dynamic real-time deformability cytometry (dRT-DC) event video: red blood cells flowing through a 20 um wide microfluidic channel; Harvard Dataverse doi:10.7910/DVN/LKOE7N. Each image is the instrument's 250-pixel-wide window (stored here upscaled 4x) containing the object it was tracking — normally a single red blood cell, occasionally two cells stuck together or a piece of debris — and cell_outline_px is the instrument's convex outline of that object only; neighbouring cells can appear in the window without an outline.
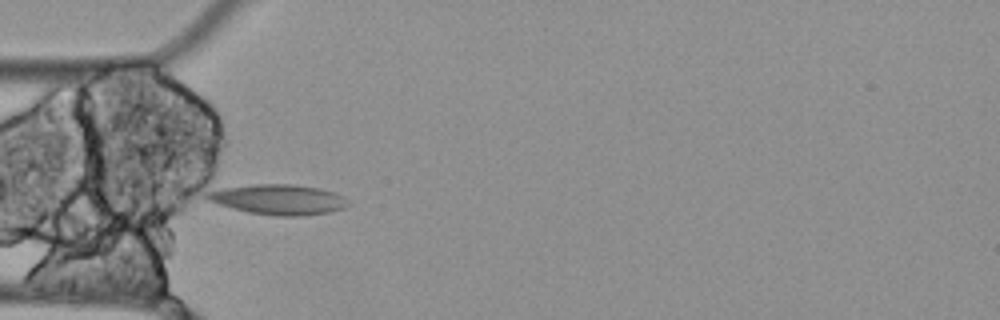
{"species": "Egyptian fruit bat (a non-hibernating species)", "species_latin": "Rousettus aegyptiacus", "temperature_condition": "cold", "stored_images_in_passage": 14, "camera_frame_rate_fps": 3000, "um_per_image_px": 0.085, "animal": {"sex": "female"}, "frame": {"image": 1, "passage_image": 4, "time_ms": 1.0, "image_size_px": [1000, 320], "cell_outline_px": [[348, 204], [344, 208], [328, 212], [300, 216], [276, 216], [248, 212], [232, 208], [208, 200], [204, 196], [208, 192], [224, 188], [252, 184], [292, 184], [320, 188], [344, 196]], "centroid_in_image_um": [23.67, 16.95], "position_along_channel_um": 61.3, "area_um2": 24.57}}
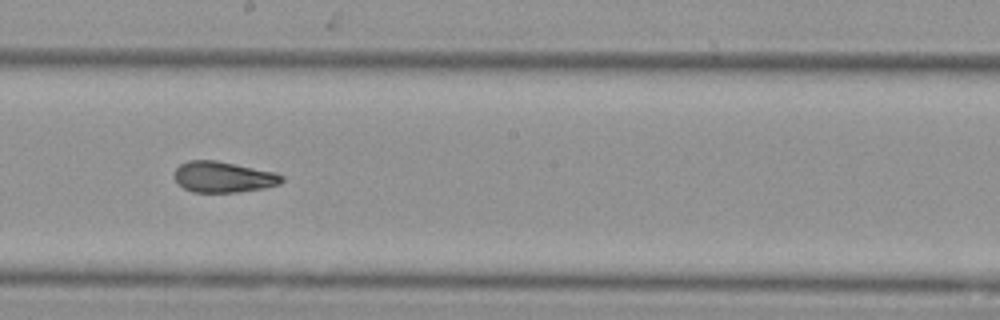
{"frame": {"image": 2, "passage_image": 8, "time_ms": 2.333, "image_size_px": [1000, 320], "cell_outline_px": [[284, 180], [280, 184], [264, 188], [236, 192], [192, 192], [184, 188], [176, 180], [176, 168], [180, 164], [188, 160], [216, 160], [276, 172], [284, 176]], "centroid_in_image_um": [19.02, 15.04], "position_along_channel_um": 229.2, "area_um2": 19.31}}
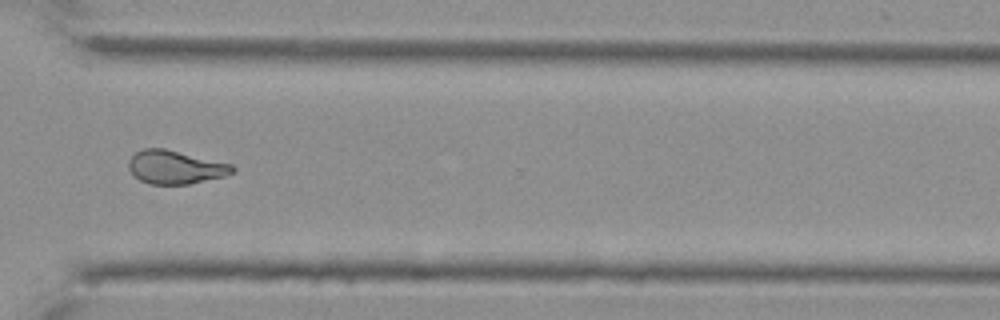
{"frame": {"image": 3, "passage_image": 11, "time_ms": 3.333, "image_size_px": [1000, 320], "cell_outline_px": [[236, 172], [224, 176], [188, 184], [148, 184], [140, 180], [128, 168], [128, 160], [136, 152], [144, 148], [164, 148], [232, 164], [236, 168]], "centroid_in_image_um": [14.91, 14.21], "position_along_channel_um": 355.7, "area_um2": 20.17}}